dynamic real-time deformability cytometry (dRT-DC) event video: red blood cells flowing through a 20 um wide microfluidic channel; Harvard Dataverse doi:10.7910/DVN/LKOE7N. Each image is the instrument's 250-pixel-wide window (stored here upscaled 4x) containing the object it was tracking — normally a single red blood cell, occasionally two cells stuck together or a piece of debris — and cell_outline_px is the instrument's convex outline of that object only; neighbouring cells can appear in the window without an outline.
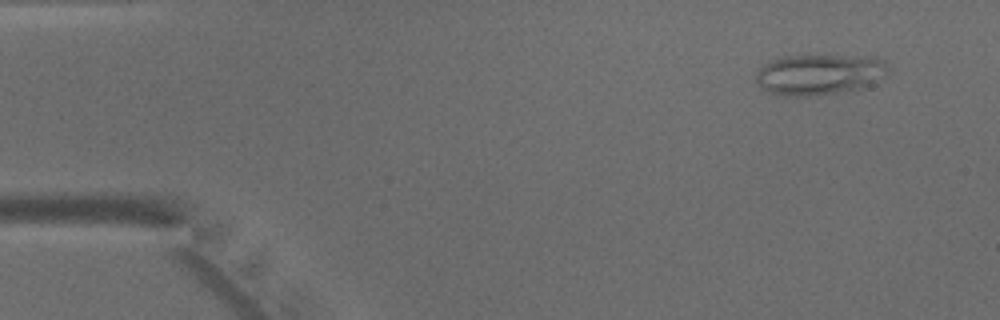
{"species": "common noctule bat (a hibernating species)", "species_latin": "Nyctalus noctula", "temperature_condition": "warm", "stored_images_in_passage": 46, "camera_frame_rate_fps": 3000, "um_per_image_px": 0.085, "animal": {"sex": "male", "body_mass_g": 15.6}, "frame": {"image": 1, "passage_image": 4, "time_ms": 1.0, "image_size_px": [1000, 320], "cell_outline_px": [[888, 76], [868, 88], [804, 96], [784, 96], [768, 92], [756, 80], [756, 72], [764, 64], [772, 60], [784, 56], [876, 56], [884, 60], [888, 68]], "centroid_in_image_um": [69.74, 6.33], "position_along_channel_um": 15.3, "area_um2": 31.62}}
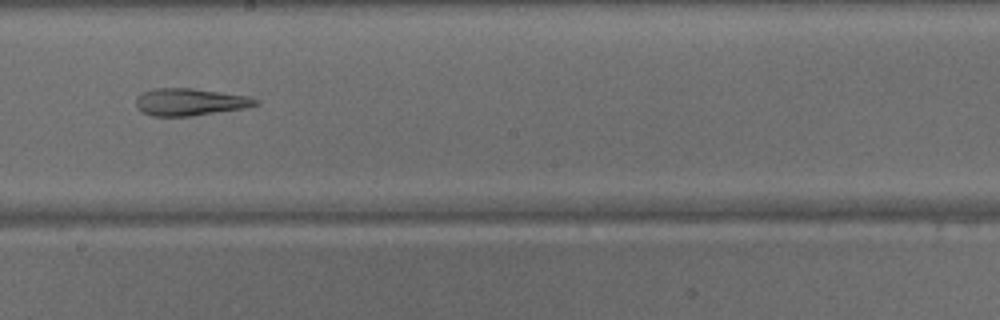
{"frame": {"image": 2, "passage_image": 26, "time_ms": 8.333, "image_size_px": [1000, 320], "cell_outline_px": [[260, 104], [244, 108], [188, 116], [152, 116], [140, 112], [136, 104], [136, 96], [152, 88], [192, 88], [248, 96], [260, 100]], "centroid_in_image_um": [16.12, 8.66], "position_along_channel_um": 232.1, "area_um2": 18.96}}
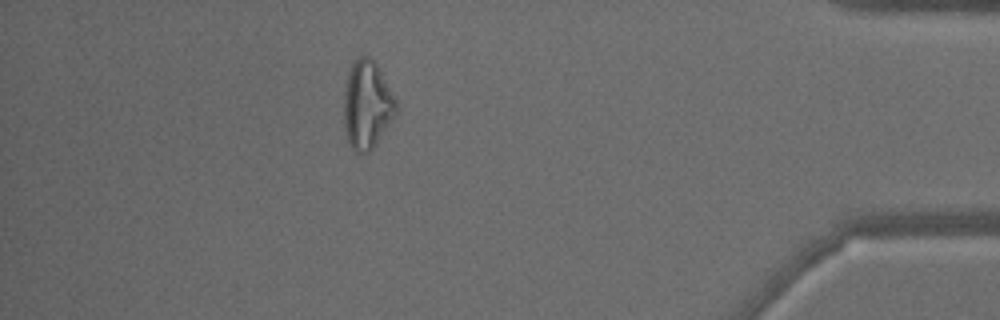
{"frame": {"image": 3, "passage_image": 41, "time_ms": 13.333, "image_size_px": [1000, 320], "cell_outline_px": [[396, 112], [392, 120], [376, 144], [368, 152], [356, 152], [352, 148], [348, 140], [344, 128], [344, 92], [348, 72], [352, 64], [360, 56], [368, 56], [376, 64], [396, 100]], "centroid_in_image_um": [31.18, 8.92], "position_along_channel_um": 404.0, "area_um2": 26.36}}